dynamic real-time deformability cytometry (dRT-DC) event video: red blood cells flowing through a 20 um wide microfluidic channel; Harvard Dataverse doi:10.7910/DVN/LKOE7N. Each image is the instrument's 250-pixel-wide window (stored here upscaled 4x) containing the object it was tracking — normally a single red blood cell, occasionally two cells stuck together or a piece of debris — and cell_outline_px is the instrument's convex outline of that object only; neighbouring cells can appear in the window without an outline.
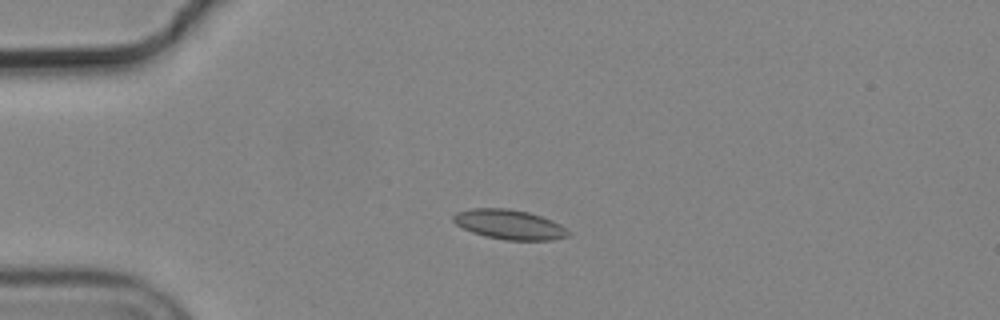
{"species": "common noctule bat (a hibernating species)", "species_latin": "Nyctalus noctula", "temperature_condition": "cold", "stored_images_in_passage": 5, "camera_frame_rate_fps": 3000, "um_per_image_px": 0.085, "animal": {"sex": "male", "body_mass_g": 19.2, "forearm_length_mm": 51.8}, "frame": {"image": 1, "passage_image": 4, "time_ms": 1.0, "image_size_px": [1000, 320], "cell_outline_px": [[572, 232], [568, 236], [552, 240], [508, 240], [484, 236], [472, 232], [456, 224], [452, 220], [452, 216], [456, 212], [472, 208], [508, 208], [528, 212], [552, 220], [560, 224]], "centroid_in_image_um": [43.3, 19.08], "position_along_channel_um": 41.7, "area_um2": 19.94}}